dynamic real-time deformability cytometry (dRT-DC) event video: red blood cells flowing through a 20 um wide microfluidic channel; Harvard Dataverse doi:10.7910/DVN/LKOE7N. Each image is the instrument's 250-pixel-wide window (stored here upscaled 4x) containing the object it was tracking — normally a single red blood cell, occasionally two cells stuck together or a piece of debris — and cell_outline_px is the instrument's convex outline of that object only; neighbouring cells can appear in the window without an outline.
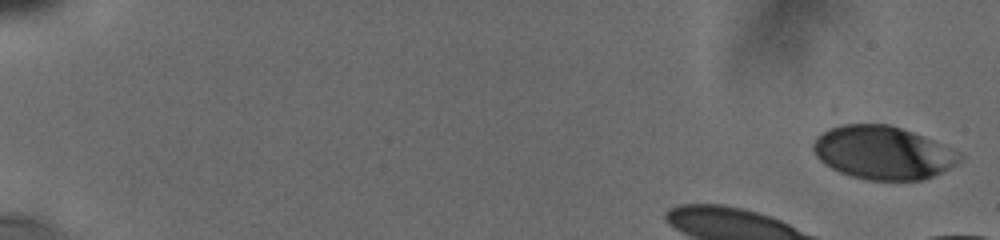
{"species": "human", "species_latin": "Homo sapiens", "temperature_condition": "cold", "stored_images_in_passage": 6, "camera_frame_rate_fps": 3000, "um_per_image_px": 0.085, "donor": {"sex": "male"}, "frame": {"image": 1, "passage_image": 1, "time_ms": 0.0, "image_size_px": [1000, 240], "cell_outline_px": [[964, 156], [956, 164], [924, 180], [864, 180], [840, 172], [824, 164], [816, 156], [812, 148], [812, 144], [816, 136], [828, 128], [836, 124], [888, 124], [924, 136], [960, 152]], "centroid_in_image_um": [75.01, 12.97], "position_along_channel_um": 10.0, "area_um2": 45.55}}